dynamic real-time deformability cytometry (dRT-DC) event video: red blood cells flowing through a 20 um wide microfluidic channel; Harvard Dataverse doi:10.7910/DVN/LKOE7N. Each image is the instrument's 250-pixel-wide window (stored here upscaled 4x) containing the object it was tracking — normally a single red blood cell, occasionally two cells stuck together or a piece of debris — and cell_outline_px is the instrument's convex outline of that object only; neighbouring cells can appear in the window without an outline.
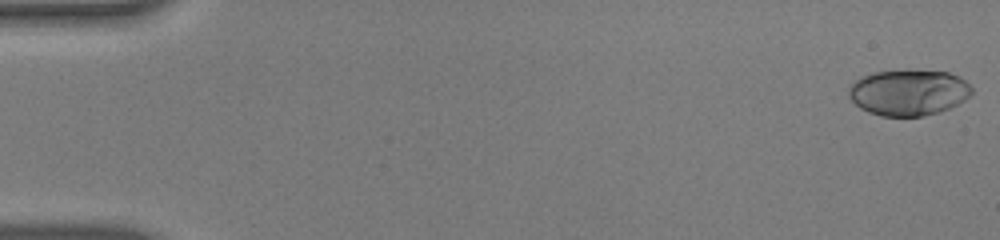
{"species": "human", "species_latin": "Homo sapiens", "temperature_condition": "warm", "stored_images_in_passage": 54, "camera_frame_rate_fps": 3000, "um_per_image_px": 0.085, "donor": {"sex": "male"}, "frame": {"image": 1, "passage_image": 1, "time_ms": 0.0, "image_size_px": [1000, 240], "cell_outline_px": [[972, 92], [964, 100], [948, 108], [936, 112], [920, 116], [880, 116], [868, 112], [860, 108], [848, 96], [848, 88], [860, 76], [876, 72], [908, 68], [948, 72], [960, 76], [972, 88]], "centroid_in_image_um": [77.2, 7.82], "position_along_channel_um": 7.8, "area_um2": 33.29}}
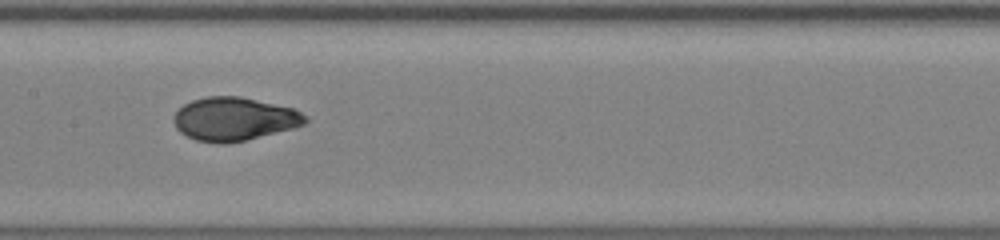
{"frame": {"image": 2, "passage_image": 28, "time_ms": 9.0, "image_size_px": [1000, 240], "cell_outline_px": [[308, 120], [304, 124], [292, 128], [248, 140], [224, 144], [220, 144], [196, 140], [180, 132], [176, 128], [172, 120], [176, 112], [184, 104], [192, 100], [208, 96], [240, 96], [292, 108], [308, 116]], "centroid_in_image_um": [19.89, 10.12], "position_along_channel_um": 187.5, "area_um2": 33.23}}
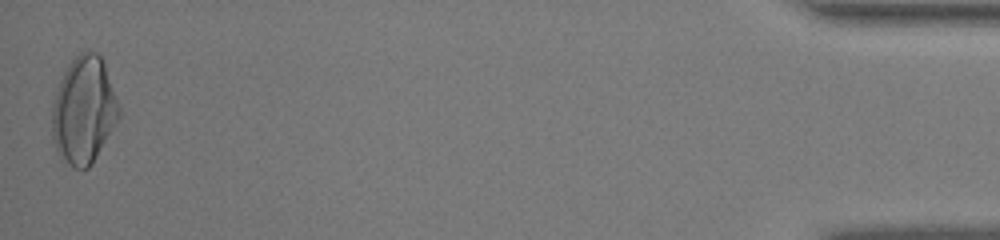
{"frame": {"image": 3, "passage_image": 54, "time_ms": 17.667, "image_size_px": [1000, 240], "cell_outline_px": [[120, 116], [92, 164], [88, 168], [72, 168], [60, 160], [56, 152], [52, 136], [52, 100], [60, 80], [68, 64], [80, 52], [88, 48], [96, 52], [104, 60], [120, 108]], "centroid_in_image_um": [7.1, 9.37], "position_along_channel_um": 428.1, "area_um2": 42.31}, "authors_computed_cell_mechanics": {"area_um2": 33.3217, "velocity_mm_per_s": 3.8344, "shape_relaxation_time_tau1_ms": 7.9629, "shape_relaxation_time_tau2_ms": null, "deformation_change_tau1": 0.2978, "deformation_change_tau2": null}}